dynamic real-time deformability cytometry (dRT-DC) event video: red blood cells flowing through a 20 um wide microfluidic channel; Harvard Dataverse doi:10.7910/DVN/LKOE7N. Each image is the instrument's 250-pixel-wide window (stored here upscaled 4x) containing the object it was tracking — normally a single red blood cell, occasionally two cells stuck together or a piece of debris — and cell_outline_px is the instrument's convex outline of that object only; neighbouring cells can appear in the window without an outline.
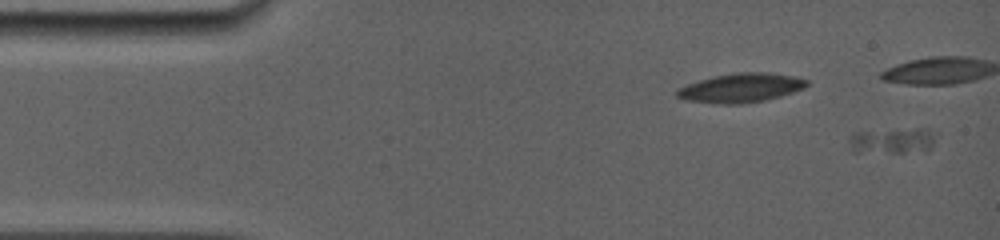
{"species": "common noctule bat (a hibernating species)", "species_latin": "Nyctalus noctula", "temperature_condition": "room temperature", "stored_images_in_passage": 4, "camera_frame_rate_fps": 5000, "um_per_image_px": 0.085, "animal": {"sex": "female", "body_mass_g": 19.0, "forearm_length_mm": 56.7}, "frame": {"image": 1, "passage_image": 1, "time_ms": 0.0, "image_size_px": [1000, 240], "cell_outline_px": [[936, 132], [932, 148], [904, 152], [852, 152], [848, 148], [848, 136], [856, 132], [916, 128], [928, 128]], "centroid_in_image_um": [75.81, 11.94], "position_along_channel_um": 9.2, "area_um2": 13.12}}